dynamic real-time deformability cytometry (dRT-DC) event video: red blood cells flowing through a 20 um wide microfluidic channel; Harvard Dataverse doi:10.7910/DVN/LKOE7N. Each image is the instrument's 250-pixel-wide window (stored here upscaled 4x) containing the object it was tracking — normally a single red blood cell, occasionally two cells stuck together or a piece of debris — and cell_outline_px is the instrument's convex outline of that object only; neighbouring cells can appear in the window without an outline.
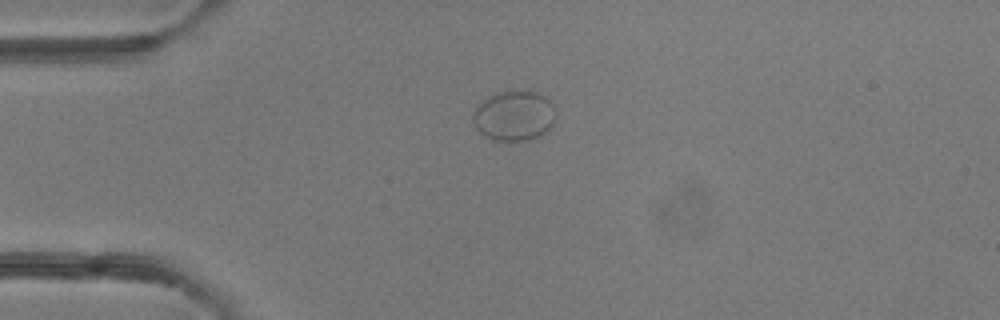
{"species": "common noctule bat (a hibernating species)", "species_latin": "Nyctalus noctula", "temperature_condition": "room temperature", "stored_images_in_passage": 2, "camera_frame_rate_fps": 3000, "um_per_image_px": 0.085, "animal": {"sex": "female"}, "frame": {"image": 1, "passage_image": 1, "time_ms": 0.0, "image_size_px": [1000, 320], "cell_outline_px": [[556, 120], [544, 132], [528, 140], [492, 140], [480, 132], [472, 124], [472, 116], [476, 108], [488, 96], [496, 92], [508, 88], [536, 92], [544, 96], [552, 104], [556, 112]], "centroid_in_image_um": [43.68, 9.79], "position_along_channel_um": 41.3, "area_um2": 24.39}}